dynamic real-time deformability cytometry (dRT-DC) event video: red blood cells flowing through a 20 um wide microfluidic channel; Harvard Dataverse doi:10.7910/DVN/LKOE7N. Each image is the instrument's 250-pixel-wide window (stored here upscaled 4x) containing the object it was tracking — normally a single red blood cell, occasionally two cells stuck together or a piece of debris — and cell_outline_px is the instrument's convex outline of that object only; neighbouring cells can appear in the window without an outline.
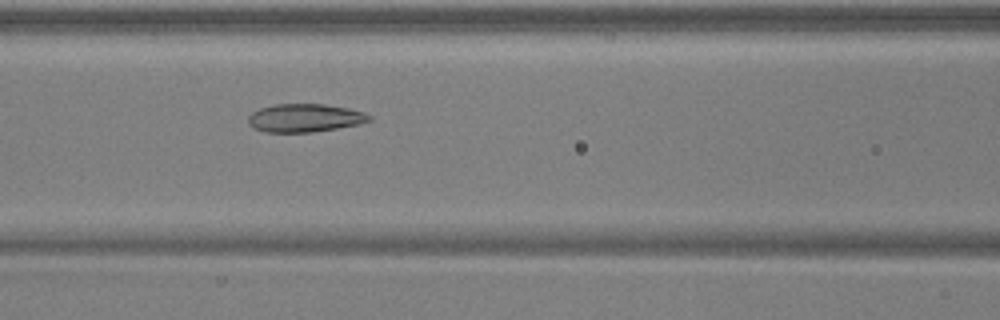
{"species": "common noctule bat (a hibernating species)", "species_latin": "Nyctalus noctula", "temperature_condition": "warm", "stored_images_in_passage": 52, "camera_frame_rate_fps": 3000, "um_per_image_px": 0.085, "animal": {"sex": "male", "body_mass_g": 17.9, "forearm_length_mm": 54.2}, "frame": {"image": 1, "passage_image": 23, "time_ms": 7.333, "image_size_px": [1000, 320], "cell_outline_px": [[372, 120], [360, 124], [312, 132], [264, 132], [252, 128], [248, 124], [248, 116], [252, 112], [260, 108], [272, 104], [324, 104], [348, 108], [364, 112], [372, 116]], "centroid_in_image_um": [25.89, 10.02], "position_along_channel_um": 140.7, "area_um2": 20.06}}
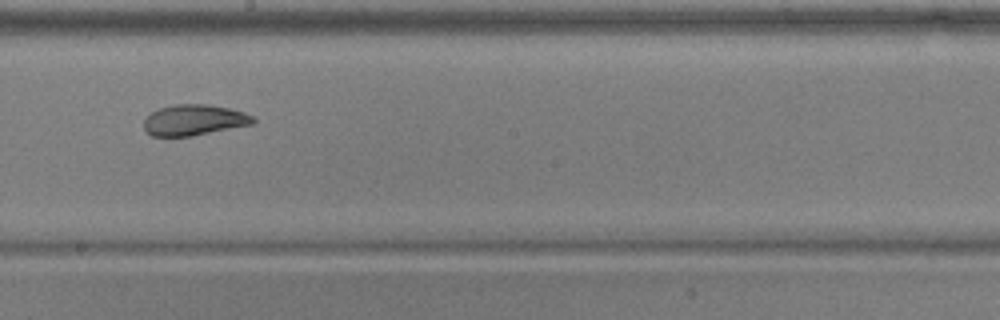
{"frame": {"image": 2, "passage_image": 30, "time_ms": 9.667, "image_size_px": [1000, 320], "cell_outline_px": [[256, 120], [252, 124], [192, 136], [152, 136], [144, 128], [144, 120], [152, 112], [160, 108], [172, 104], [208, 104], [228, 108], [244, 112], [252, 116]], "centroid_in_image_um": [16.49, 10.2], "position_along_channel_um": 231.7, "area_um2": 19.48}}
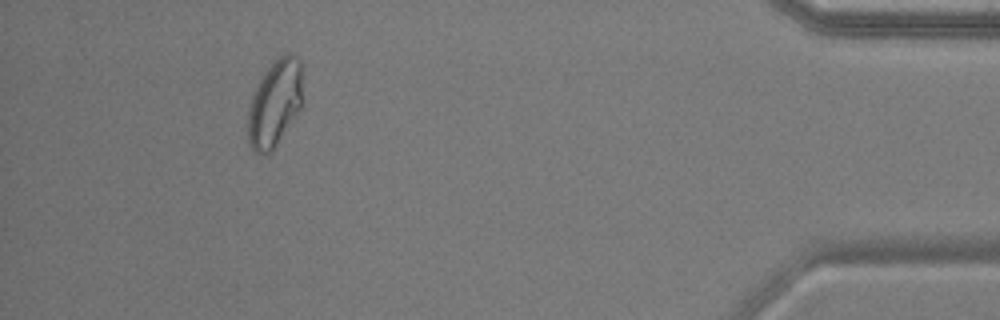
{"frame": {"image": 3, "passage_image": 48, "time_ms": 15.667, "image_size_px": [1000, 320], "cell_outline_px": [[300, 112], [272, 152], [264, 156], [252, 152], [248, 140], [248, 108], [252, 96], [264, 72], [272, 60], [284, 52], [292, 52], [300, 60]], "centroid_in_image_um": [23.33, 8.82], "position_along_channel_um": 411.9, "area_um2": 28.03}, "authors_computed_cell_mechanics": {"area_um2": 22.6865, "velocity_mm_per_s": 3.9147, "shape_relaxation_time_tau1_ms": null, "shape_relaxation_time_tau2_ms": 1.3014, "deformation_change_tau1": null, "deformation_change_tau2": 0.0661}}